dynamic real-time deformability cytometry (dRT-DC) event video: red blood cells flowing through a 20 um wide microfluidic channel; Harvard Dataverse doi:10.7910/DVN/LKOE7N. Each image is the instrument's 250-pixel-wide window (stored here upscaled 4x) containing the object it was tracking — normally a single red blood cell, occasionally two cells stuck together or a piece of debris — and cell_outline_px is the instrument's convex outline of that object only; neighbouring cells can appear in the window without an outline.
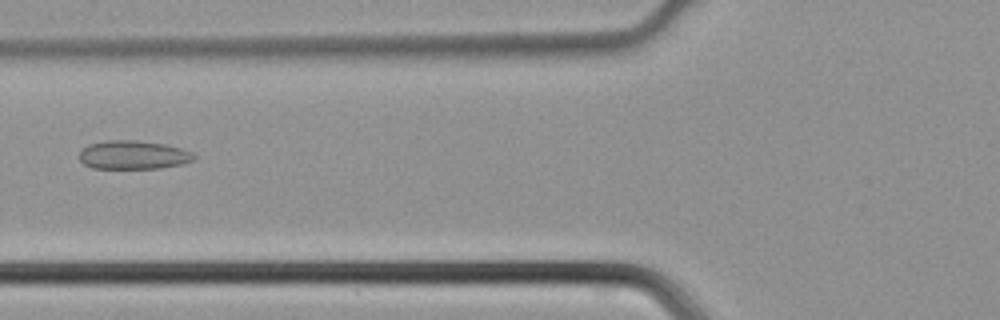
{"species": "common noctule bat (a hibernating species)", "species_latin": "Nyctalus noctula", "temperature_condition": "cold", "stored_images_in_passage": 45, "camera_frame_rate_fps": 3000, "um_per_image_px": 0.085, "animal": {"sex": "male", "body_mass_g": 21.5, "forearm_length_mm": 52.0}, "frame": {"image": 1, "passage_image": 18, "time_ms": 5.667, "image_size_px": [1000, 320], "cell_outline_px": [[196, 156], [192, 160], [180, 164], [160, 168], [92, 168], [84, 164], [80, 160], [80, 148], [88, 144], [108, 140], [136, 140], [164, 144], [180, 148], [192, 152]], "centroid_in_image_um": [11.28, 13.16], "position_along_channel_um": 114.5, "area_um2": 19.07}}
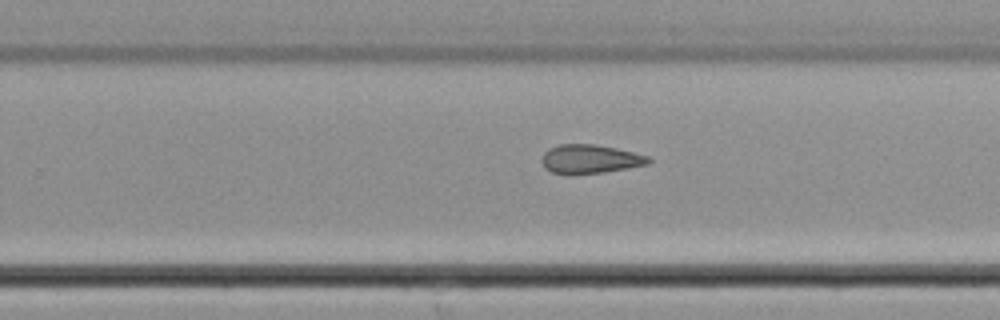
{"frame": {"image": 2, "passage_image": 29, "time_ms": 9.333, "image_size_px": [1000, 320], "cell_outline_px": [[652, 160], [648, 164], [628, 168], [604, 172], [572, 176], [568, 176], [552, 172], [544, 168], [540, 160], [544, 152], [548, 148], [560, 144], [592, 144], [616, 148], [648, 156]], "centroid_in_image_um": [50.09, 13.54], "position_along_channel_um": 279.7, "area_um2": 18.32}}
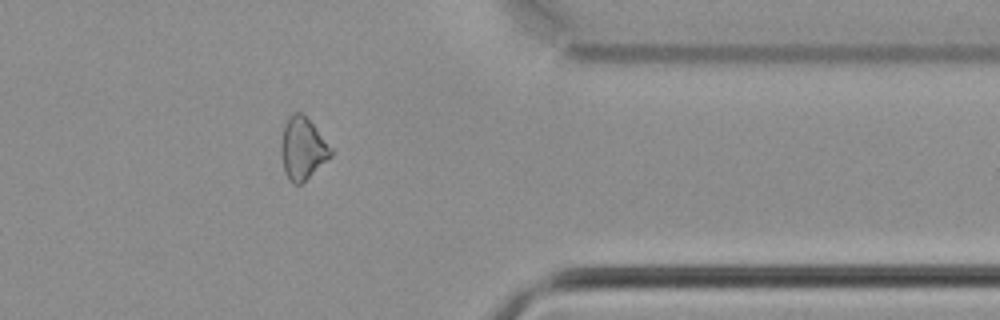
{"frame": {"image": 3, "passage_image": 37, "time_ms": 12.0, "image_size_px": [1000, 320], "cell_outline_px": [[332, 156], [300, 184], [292, 184], [288, 180], [284, 172], [280, 152], [280, 140], [284, 124], [288, 116], [292, 112], [304, 112], [332, 148]], "centroid_in_image_um": [25.69, 12.58], "position_along_channel_um": 385.7, "area_um2": 18.38}}